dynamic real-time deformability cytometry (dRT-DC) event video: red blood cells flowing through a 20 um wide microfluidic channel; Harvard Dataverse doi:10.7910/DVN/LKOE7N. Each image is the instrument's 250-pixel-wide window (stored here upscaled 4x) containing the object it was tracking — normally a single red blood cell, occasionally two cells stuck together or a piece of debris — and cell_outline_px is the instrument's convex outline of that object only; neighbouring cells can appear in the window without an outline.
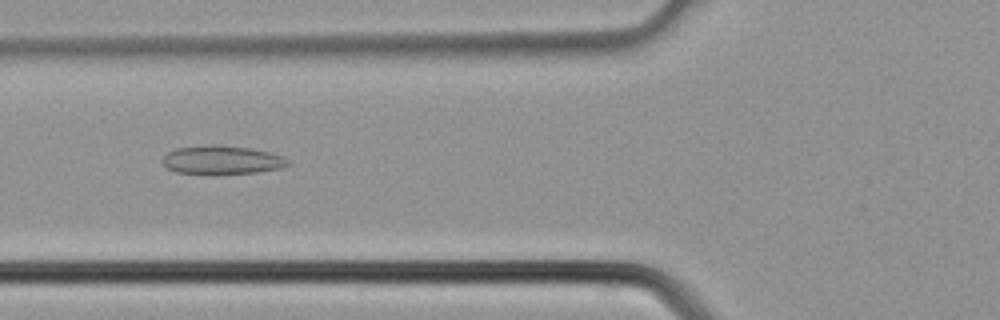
{"species": "common noctule bat (a hibernating species)", "species_latin": "Nyctalus noctula", "temperature_condition": "cold", "stored_images_in_passage": 4, "camera_frame_rate_fps": 3000, "um_per_image_px": 0.085, "animal": {"sex": "male", "body_mass_g": 21.5, "forearm_length_mm": 52.0}, "frame": {"image": 1, "passage_image": 4, "time_ms": 1.0, "image_size_px": [1000, 320], "cell_outline_px": [[288, 164], [280, 168], [256, 172], [176, 172], [168, 168], [160, 160], [168, 152], [176, 148], [252, 148], [284, 156], [288, 160]], "centroid_in_image_um": [18.89, 13.62], "position_along_channel_um": 106.9, "area_um2": 19.13}}